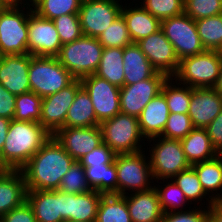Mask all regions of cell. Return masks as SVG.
Masks as SVG:
<instances>
[{"label":"cell","instance_id":"cell-23","mask_svg":"<svg viewBox=\"0 0 222 222\" xmlns=\"http://www.w3.org/2000/svg\"><path fill=\"white\" fill-rule=\"evenodd\" d=\"M26 184L21 170L0 173V218L26 201Z\"/></svg>","mask_w":222,"mask_h":222},{"label":"cell","instance_id":"cell-33","mask_svg":"<svg viewBox=\"0 0 222 222\" xmlns=\"http://www.w3.org/2000/svg\"><path fill=\"white\" fill-rule=\"evenodd\" d=\"M173 80V77H168L161 88V92L166 98L169 113H188L191 99V87L188 85L185 86V84H182L181 87V84L177 83V81L173 84L176 83L178 85H173Z\"/></svg>","mask_w":222,"mask_h":222},{"label":"cell","instance_id":"cell-51","mask_svg":"<svg viewBox=\"0 0 222 222\" xmlns=\"http://www.w3.org/2000/svg\"><path fill=\"white\" fill-rule=\"evenodd\" d=\"M10 121V119L0 117V153L6 140Z\"/></svg>","mask_w":222,"mask_h":222},{"label":"cell","instance_id":"cell-22","mask_svg":"<svg viewBox=\"0 0 222 222\" xmlns=\"http://www.w3.org/2000/svg\"><path fill=\"white\" fill-rule=\"evenodd\" d=\"M26 200L37 222H65L62 219L60 190H27Z\"/></svg>","mask_w":222,"mask_h":222},{"label":"cell","instance_id":"cell-14","mask_svg":"<svg viewBox=\"0 0 222 222\" xmlns=\"http://www.w3.org/2000/svg\"><path fill=\"white\" fill-rule=\"evenodd\" d=\"M81 87V80L75 79L61 91L43 98L40 123L51 135L65 127L68 109Z\"/></svg>","mask_w":222,"mask_h":222},{"label":"cell","instance_id":"cell-25","mask_svg":"<svg viewBox=\"0 0 222 222\" xmlns=\"http://www.w3.org/2000/svg\"><path fill=\"white\" fill-rule=\"evenodd\" d=\"M124 7L122 6L121 15L126 22L133 43H137L161 29V20L154 17L141 5L131 8L128 6L129 9L126 8V5Z\"/></svg>","mask_w":222,"mask_h":222},{"label":"cell","instance_id":"cell-46","mask_svg":"<svg viewBox=\"0 0 222 222\" xmlns=\"http://www.w3.org/2000/svg\"><path fill=\"white\" fill-rule=\"evenodd\" d=\"M115 153L104 143L83 156L79 162L82 166H97L101 164H112Z\"/></svg>","mask_w":222,"mask_h":222},{"label":"cell","instance_id":"cell-10","mask_svg":"<svg viewBox=\"0 0 222 222\" xmlns=\"http://www.w3.org/2000/svg\"><path fill=\"white\" fill-rule=\"evenodd\" d=\"M161 29L173 45L179 61L188 56L203 53L195 20L185 13L161 20Z\"/></svg>","mask_w":222,"mask_h":222},{"label":"cell","instance_id":"cell-17","mask_svg":"<svg viewBox=\"0 0 222 222\" xmlns=\"http://www.w3.org/2000/svg\"><path fill=\"white\" fill-rule=\"evenodd\" d=\"M53 136L75 161L103 143L100 126L63 127Z\"/></svg>","mask_w":222,"mask_h":222},{"label":"cell","instance_id":"cell-9","mask_svg":"<svg viewBox=\"0 0 222 222\" xmlns=\"http://www.w3.org/2000/svg\"><path fill=\"white\" fill-rule=\"evenodd\" d=\"M148 140L149 143L152 140L154 143V147L151 145L152 148L149 150L150 158L148 160L150 161L153 179H156L157 183L162 179L163 182L164 179L168 181L169 178L171 180L179 172L191 166L185 157L180 140L166 139L161 136Z\"/></svg>","mask_w":222,"mask_h":222},{"label":"cell","instance_id":"cell-3","mask_svg":"<svg viewBox=\"0 0 222 222\" xmlns=\"http://www.w3.org/2000/svg\"><path fill=\"white\" fill-rule=\"evenodd\" d=\"M221 66L222 55L217 50H205L203 53L181 59L173 78L192 88H214Z\"/></svg>","mask_w":222,"mask_h":222},{"label":"cell","instance_id":"cell-16","mask_svg":"<svg viewBox=\"0 0 222 222\" xmlns=\"http://www.w3.org/2000/svg\"><path fill=\"white\" fill-rule=\"evenodd\" d=\"M136 44L157 72H161L167 77L175 75L179 68V59L162 29L141 39Z\"/></svg>","mask_w":222,"mask_h":222},{"label":"cell","instance_id":"cell-39","mask_svg":"<svg viewBox=\"0 0 222 222\" xmlns=\"http://www.w3.org/2000/svg\"><path fill=\"white\" fill-rule=\"evenodd\" d=\"M172 180L180 187L187 200L191 202L190 204H192V201L198 202L203 200V198L207 195L202 188L196 171L192 166L179 172L172 178Z\"/></svg>","mask_w":222,"mask_h":222},{"label":"cell","instance_id":"cell-50","mask_svg":"<svg viewBox=\"0 0 222 222\" xmlns=\"http://www.w3.org/2000/svg\"><path fill=\"white\" fill-rule=\"evenodd\" d=\"M208 210L209 222H222V200L213 201Z\"/></svg>","mask_w":222,"mask_h":222},{"label":"cell","instance_id":"cell-24","mask_svg":"<svg viewBox=\"0 0 222 222\" xmlns=\"http://www.w3.org/2000/svg\"><path fill=\"white\" fill-rule=\"evenodd\" d=\"M169 109L166 98L162 92L157 94L142 110L139 126L146 139L160 136L166 126Z\"/></svg>","mask_w":222,"mask_h":222},{"label":"cell","instance_id":"cell-53","mask_svg":"<svg viewBox=\"0 0 222 222\" xmlns=\"http://www.w3.org/2000/svg\"><path fill=\"white\" fill-rule=\"evenodd\" d=\"M23 1V2H22ZM27 1L28 0H4V2L7 4V5H26L27 6ZM26 2V3H24Z\"/></svg>","mask_w":222,"mask_h":222},{"label":"cell","instance_id":"cell-2","mask_svg":"<svg viewBox=\"0 0 222 222\" xmlns=\"http://www.w3.org/2000/svg\"><path fill=\"white\" fill-rule=\"evenodd\" d=\"M51 136L41 123L12 119L0 153L1 166L21 170Z\"/></svg>","mask_w":222,"mask_h":222},{"label":"cell","instance_id":"cell-38","mask_svg":"<svg viewBox=\"0 0 222 222\" xmlns=\"http://www.w3.org/2000/svg\"><path fill=\"white\" fill-rule=\"evenodd\" d=\"M153 186L157 191L159 203L163 213L176 212L179 211V208L180 211L181 209L184 210L186 208L185 203H189L180 187L173 180H171L170 182H166V185H164V187H161L159 185H157V187L155 185Z\"/></svg>","mask_w":222,"mask_h":222},{"label":"cell","instance_id":"cell-5","mask_svg":"<svg viewBox=\"0 0 222 222\" xmlns=\"http://www.w3.org/2000/svg\"><path fill=\"white\" fill-rule=\"evenodd\" d=\"M28 76L31 91L41 98L61 91L76 79L57 57L32 55H30Z\"/></svg>","mask_w":222,"mask_h":222},{"label":"cell","instance_id":"cell-20","mask_svg":"<svg viewBox=\"0 0 222 222\" xmlns=\"http://www.w3.org/2000/svg\"><path fill=\"white\" fill-rule=\"evenodd\" d=\"M103 195L95 190L81 194H67L61 191L62 219L64 221L95 222Z\"/></svg>","mask_w":222,"mask_h":222},{"label":"cell","instance_id":"cell-18","mask_svg":"<svg viewBox=\"0 0 222 222\" xmlns=\"http://www.w3.org/2000/svg\"><path fill=\"white\" fill-rule=\"evenodd\" d=\"M29 67L30 54L0 56V84L16 96L31 91Z\"/></svg>","mask_w":222,"mask_h":222},{"label":"cell","instance_id":"cell-49","mask_svg":"<svg viewBox=\"0 0 222 222\" xmlns=\"http://www.w3.org/2000/svg\"><path fill=\"white\" fill-rule=\"evenodd\" d=\"M16 95L8 92L0 84V117L12 120L15 113Z\"/></svg>","mask_w":222,"mask_h":222},{"label":"cell","instance_id":"cell-19","mask_svg":"<svg viewBox=\"0 0 222 222\" xmlns=\"http://www.w3.org/2000/svg\"><path fill=\"white\" fill-rule=\"evenodd\" d=\"M222 97L215 88H192L188 115L194 128H206L221 112Z\"/></svg>","mask_w":222,"mask_h":222},{"label":"cell","instance_id":"cell-6","mask_svg":"<svg viewBox=\"0 0 222 222\" xmlns=\"http://www.w3.org/2000/svg\"><path fill=\"white\" fill-rule=\"evenodd\" d=\"M24 7L7 5L0 12V56L28 54V18L33 8L25 12Z\"/></svg>","mask_w":222,"mask_h":222},{"label":"cell","instance_id":"cell-40","mask_svg":"<svg viewBox=\"0 0 222 222\" xmlns=\"http://www.w3.org/2000/svg\"><path fill=\"white\" fill-rule=\"evenodd\" d=\"M59 190L67 194H81L92 190L88 184L84 167L79 161H75L62 177Z\"/></svg>","mask_w":222,"mask_h":222},{"label":"cell","instance_id":"cell-36","mask_svg":"<svg viewBox=\"0 0 222 222\" xmlns=\"http://www.w3.org/2000/svg\"><path fill=\"white\" fill-rule=\"evenodd\" d=\"M42 100L32 91L17 95L13 119L40 123Z\"/></svg>","mask_w":222,"mask_h":222},{"label":"cell","instance_id":"cell-21","mask_svg":"<svg viewBox=\"0 0 222 222\" xmlns=\"http://www.w3.org/2000/svg\"><path fill=\"white\" fill-rule=\"evenodd\" d=\"M131 195V196H130ZM132 222H160L163 211L154 187L146 191L134 192L123 196Z\"/></svg>","mask_w":222,"mask_h":222},{"label":"cell","instance_id":"cell-37","mask_svg":"<svg viewBox=\"0 0 222 222\" xmlns=\"http://www.w3.org/2000/svg\"><path fill=\"white\" fill-rule=\"evenodd\" d=\"M98 41L104 48H125L133 43L122 15L98 37Z\"/></svg>","mask_w":222,"mask_h":222},{"label":"cell","instance_id":"cell-29","mask_svg":"<svg viewBox=\"0 0 222 222\" xmlns=\"http://www.w3.org/2000/svg\"><path fill=\"white\" fill-rule=\"evenodd\" d=\"M93 103L89 94L81 87L75 96V99L68 109L65 127H92L99 126Z\"/></svg>","mask_w":222,"mask_h":222},{"label":"cell","instance_id":"cell-31","mask_svg":"<svg viewBox=\"0 0 222 222\" xmlns=\"http://www.w3.org/2000/svg\"><path fill=\"white\" fill-rule=\"evenodd\" d=\"M88 184L92 190L104 195H117L116 164H101L97 166H83Z\"/></svg>","mask_w":222,"mask_h":222},{"label":"cell","instance_id":"cell-57","mask_svg":"<svg viewBox=\"0 0 222 222\" xmlns=\"http://www.w3.org/2000/svg\"><path fill=\"white\" fill-rule=\"evenodd\" d=\"M5 169L0 164V173L3 172Z\"/></svg>","mask_w":222,"mask_h":222},{"label":"cell","instance_id":"cell-42","mask_svg":"<svg viewBox=\"0 0 222 222\" xmlns=\"http://www.w3.org/2000/svg\"><path fill=\"white\" fill-rule=\"evenodd\" d=\"M141 6L160 20L184 13V0H143Z\"/></svg>","mask_w":222,"mask_h":222},{"label":"cell","instance_id":"cell-30","mask_svg":"<svg viewBox=\"0 0 222 222\" xmlns=\"http://www.w3.org/2000/svg\"><path fill=\"white\" fill-rule=\"evenodd\" d=\"M124 48H103L102 57L95 75L121 88L124 86Z\"/></svg>","mask_w":222,"mask_h":222},{"label":"cell","instance_id":"cell-11","mask_svg":"<svg viewBox=\"0 0 222 222\" xmlns=\"http://www.w3.org/2000/svg\"><path fill=\"white\" fill-rule=\"evenodd\" d=\"M120 0H82L79 19L84 36L98 38L121 15Z\"/></svg>","mask_w":222,"mask_h":222},{"label":"cell","instance_id":"cell-43","mask_svg":"<svg viewBox=\"0 0 222 222\" xmlns=\"http://www.w3.org/2000/svg\"><path fill=\"white\" fill-rule=\"evenodd\" d=\"M184 13L193 20L222 14V0H184Z\"/></svg>","mask_w":222,"mask_h":222},{"label":"cell","instance_id":"cell-12","mask_svg":"<svg viewBox=\"0 0 222 222\" xmlns=\"http://www.w3.org/2000/svg\"><path fill=\"white\" fill-rule=\"evenodd\" d=\"M82 87L89 94L97 120L113 118L120 110V88L95 74L80 79Z\"/></svg>","mask_w":222,"mask_h":222},{"label":"cell","instance_id":"cell-52","mask_svg":"<svg viewBox=\"0 0 222 222\" xmlns=\"http://www.w3.org/2000/svg\"><path fill=\"white\" fill-rule=\"evenodd\" d=\"M214 88L216 89L218 94L222 97V66H221V69H220L218 82H217V84Z\"/></svg>","mask_w":222,"mask_h":222},{"label":"cell","instance_id":"cell-54","mask_svg":"<svg viewBox=\"0 0 222 222\" xmlns=\"http://www.w3.org/2000/svg\"><path fill=\"white\" fill-rule=\"evenodd\" d=\"M7 6L4 0H0V12Z\"/></svg>","mask_w":222,"mask_h":222},{"label":"cell","instance_id":"cell-47","mask_svg":"<svg viewBox=\"0 0 222 222\" xmlns=\"http://www.w3.org/2000/svg\"><path fill=\"white\" fill-rule=\"evenodd\" d=\"M1 218L4 222H37L33 209L27 200Z\"/></svg>","mask_w":222,"mask_h":222},{"label":"cell","instance_id":"cell-28","mask_svg":"<svg viewBox=\"0 0 222 222\" xmlns=\"http://www.w3.org/2000/svg\"><path fill=\"white\" fill-rule=\"evenodd\" d=\"M191 166L196 171L202 188L208 196L209 193H214V191L217 193L220 190V194H212L209 198H206L209 205L205 207H210L213 201L222 200V154L214 159L198 162Z\"/></svg>","mask_w":222,"mask_h":222},{"label":"cell","instance_id":"cell-44","mask_svg":"<svg viewBox=\"0 0 222 222\" xmlns=\"http://www.w3.org/2000/svg\"><path fill=\"white\" fill-rule=\"evenodd\" d=\"M58 31L62 45L71 43L83 34L81 31L79 14H67L52 20Z\"/></svg>","mask_w":222,"mask_h":222},{"label":"cell","instance_id":"cell-34","mask_svg":"<svg viewBox=\"0 0 222 222\" xmlns=\"http://www.w3.org/2000/svg\"><path fill=\"white\" fill-rule=\"evenodd\" d=\"M205 50H218L222 45V14L195 20Z\"/></svg>","mask_w":222,"mask_h":222},{"label":"cell","instance_id":"cell-1","mask_svg":"<svg viewBox=\"0 0 222 222\" xmlns=\"http://www.w3.org/2000/svg\"><path fill=\"white\" fill-rule=\"evenodd\" d=\"M75 160L52 135L21 169L26 190H59Z\"/></svg>","mask_w":222,"mask_h":222},{"label":"cell","instance_id":"cell-48","mask_svg":"<svg viewBox=\"0 0 222 222\" xmlns=\"http://www.w3.org/2000/svg\"><path fill=\"white\" fill-rule=\"evenodd\" d=\"M205 129L213 147L219 154H222V110Z\"/></svg>","mask_w":222,"mask_h":222},{"label":"cell","instance_id":"cell-45","mask_svg":"<svg viewBox=\"0 0 222 222\" xmlns=\"http://www.w3.org/2000/svg\"><path fill=\"white\" fill-rule=\"evenodd\" d=\"M198 208L190 210L189 207V210L186 211L164 213L160 222H209V207L207 210Z\"/></svg>","mask_w":222,"mask_h":222},{"label":"cell","instance_id":"cell-27","mask_svg":"<svg viewBox=\"0 0 222 222\" xmlns=\"http://www.w3.org/2000/svg\"><path fill=\"white\" fill-rule=\"evenodd\" d=\"M180 141L185 157L190 165L214 159L219 155L213 147L205 128H194Z\"/></svg>","mask_w":222,"mask_h":222},{"label":"cell","instance_id":"cell-4","mask_svg":"<svg viewBox=\"0 0 222 222\" xmlns=\"http://www.w3.org/2000/svg\"><path fill=\"white\" fill-rule=\"evenodd\" d=\"M103 48L98 38L82 35L77 40L62 45L57 58L76 79H81L95 74Z\"/></svg>","mask_w":222,"mask_h":222},{"label":"cell","instance_id":"cell-7","mask_svg":"<svg viewBox=\"0 0 222 222\" xmlns=\"http://www.w3.org/2000/svg\"><path fill=\"white\" fill-rule=\"evenodd\" d=\"M99 126L103 143L115 154L135 153L143 150L140 143L146 139L141 133L138 117L119 113L113 118L104 120Z\"/></svg>","mask_w":222,"mask_h":222},{"label":"cell","instance_id":"cell-56","mask_svg":"<svg viewBox=\"0 0 222 222\" xmlns=\"http://www.w3.org/2000/svg\"><path fill=\"white\" fill-rule=\"evenodd\" d=\"M217 51L222 55V45Z\"/></svg>","mask_w":222,"mask_h":222},{"label":"cell","instance_id":"cell-55","mask_svg":"<svg viewBox=\"0 0 222 222\" xmlns=\"http://www.w3.org/2000/svg\"><path fill=\"white\" fill-rule=\"evenodd\" d=\"M37 1H39V0H29V1L27 2V6H28V7L33 6ZM29 2H30L31 4H30Z\"/></svg>","mask_w":222,"mask_h":222},{"label":"cell","instance_id":"cell-26","mask_svg":"<svg viewBox=\"0 0 222 222\" xmlns=\"http://www.w3.org/2000/svg\"><path fill=\"white\" fill-rule=\"evenodd\" d=\"M123 59L124 86L149 79L157 72L136 43L124 48Z\"/></svg>","mask_w":222,"mask_h":222},{"label":"cell","instance_id":"cell-8","mask_svg":"<svg viewBox=\"0 0 222 222\" xmlns=\"http://www.w3.org/2000/svg\"><path fill=\"white\" fill-rule=\"evenodd\" d=\"M143 152L145 151L115 155L117 195L129 194L125 191L131 189L132 193L146 191L154 187L150 185V180L153 179L150 161L146 159Z\"/></svg>","mask_w":222,"mask_h":222},{"label":"cell","instance_id":"cell-41","mask_svg":"<svg viewBox=\"0 0 222 222\" xmlns=\"http://www.w3.org/2000/svg\"><path fill=\"white\" fill-rule=\"evenodd\" d=\"M193 129L194 126L188 113H169L166 126L160 136L166 139L181 140Z\"/></svg>","mask_w":222,"mask_h":222},{"label":"cell","instance_id":"cell-13","mask_svg":"<svg viewBox=\"0 0 222 222\" xmlns=\"http://www.w3.org/2000/svg\"><path fill=\"white\" fill-rule=\"evenodd\" d=\"M62 47L52 20L32 11L28 18V54L38 57H57Z\"/></svg>","mask_w":222,"mask_h":222},{"label":"cell","instance_id":"cell-15","mask_svg":"<svg viewBox=\"0 0 222 222\" xmlns=\"http://www.w3.org/2000/svg\"><path fill=\"white\" fill-rule=\"evenodd\" d=\"M168 77L156 72L151 78L120 88L121 113L139 117L144 107L161 92Z\"/></svg>","mask_w":222,"mask_h":222},{"label":"cell","instance_id":"cell-35","mask_svg":"<svg viewBox=\"0 0 222 222\" xmlns=\"http://www.w3.org/2000/svg\"><path fill=\"white\" fill-rule=\"evenodd\" d=\"M82 0H39L32 9L39 16L53 20L67 14H79Z\"/></svg>","mask_w":222,"mask_h":222},{"label":"cell","instance_id":"cell-32","mask_svg":"<svg viewBox=\"0 0 222 222\" xmlns=\"http://www.w3.org/2000/svg\"><path fill=\"white\" fill-rule=\"evenodd\" d=\"M95 222H132L126 199L121 195H103Z\"/></svg>","mask_w":222,"mask_h":222}]
</instances>
